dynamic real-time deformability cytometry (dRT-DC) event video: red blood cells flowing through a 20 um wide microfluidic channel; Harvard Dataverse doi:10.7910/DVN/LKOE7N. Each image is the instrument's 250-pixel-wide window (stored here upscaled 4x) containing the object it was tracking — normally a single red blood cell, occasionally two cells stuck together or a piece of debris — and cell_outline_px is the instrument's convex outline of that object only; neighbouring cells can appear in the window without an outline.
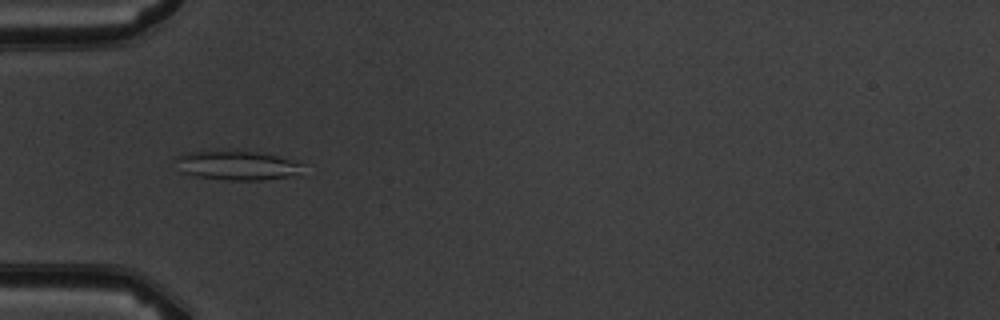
{"species": "common noctule bat (a hibernating species)", "species_latin": "Nyctalus noctula", "temperature_condition": "warm", "stored_images_in_passage": 6, "camera_frame_rate_fps": 3000, "um_per_image_px": 0.085, "animal": {"sex": "male", "body_mass_g": 19.5, "forearm_length_mm": 54.6}, "frame": {"image": 1, "passage_image": 2, "time_ms": 1.333, "image_size_px": [1000, 320], "cell_outline_px": [[304, 176], [264, 180], [228, 180], [196, 176], [180, 172], [172, 160], [176, 156], [184, 152], [220, 148], [232, 148], [256, 152], [276, 156], [292, 160], [304, 164]], "centroid_in_image_um": [20.14, 14.03], "position_along_channel_um": 64.9, "area_um2": 23.24}}
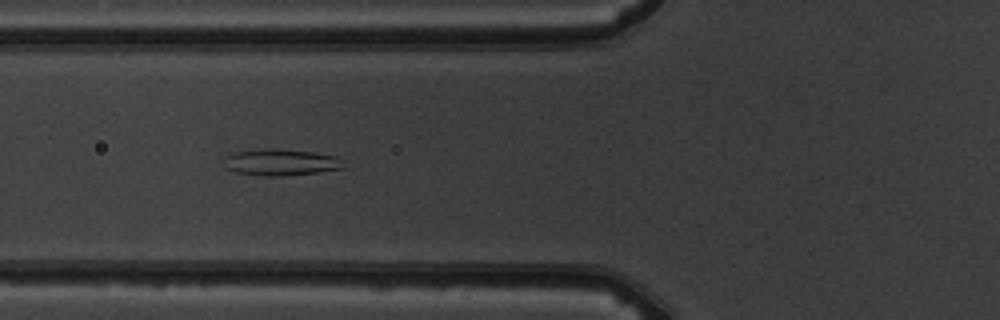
{"frame": {"image": 2, "passage_image": 3, "time_ms": 2.333, "image_size_px": [1000, 320], "cell_outline_px": [[348, 168], [320, 172], [284, 176], [264, 176], [236, 172], [228, 168], [224, 156], [232, 152], [268, 148], [312, 152], [336, 156]], "centroid_in_image_um": [23.91, 13.8], "position_along_channel_um": 101.9, "area_um2": 18.44}}
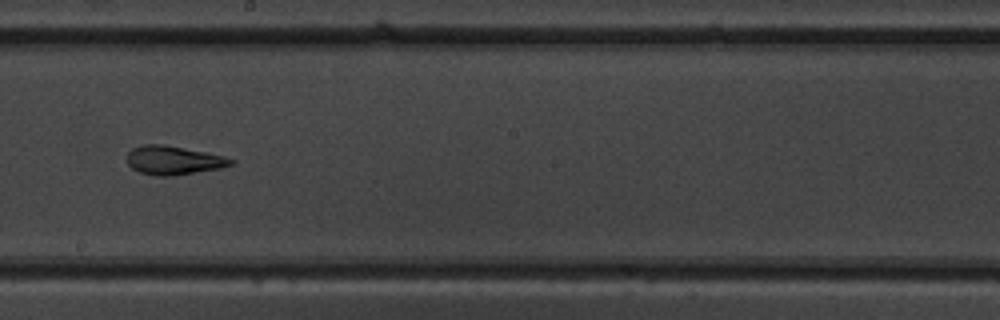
{"frame": {"image": 3, "passage_image": 6, "time_ms": 5.667, "image_size_px": [1000, 320], "cell_outline_px": [[236, 160], [232, 164], [220, 168], [172, 176], [156, 176], [140, 172], [132, 168], [128, 164], [128, 152], [132, 148], [144, 144], [164, 144], [224, 156]], "centroid_in_image_um": [14.74, 13.62], "position_along_channel_um": 233.5, "area_um2": 17.28}}